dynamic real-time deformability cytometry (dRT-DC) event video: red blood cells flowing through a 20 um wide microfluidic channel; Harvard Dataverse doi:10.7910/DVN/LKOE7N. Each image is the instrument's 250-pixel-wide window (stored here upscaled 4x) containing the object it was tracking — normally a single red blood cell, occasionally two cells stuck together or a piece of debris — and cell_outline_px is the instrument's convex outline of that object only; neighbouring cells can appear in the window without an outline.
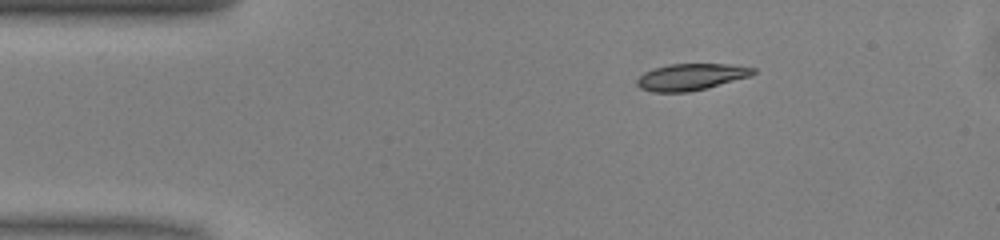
{"species": "common noctule bat (a hibernating species)", "species_latin": "Nyctalus noctula", "temperature_condition": "warm", "stored_images_in_passage": 43, "camera_frame_rate_fps": 3000, "um_per_image_px": 0.085, "animal": {"sex": "male", "body_mass_g": 13.0, "forearm_length_mm": 53.1}, "frame": {"image": 1, "passage_image": 1, "time_ms": 0.0, "image_size_px": [1000, 240], "cell_outline_px": [[756, 72], [748, 76], [704, 88], [688, 92], [652, 92], [640, 88], [636, 84], [636, 80], [644, 72], [668, 64], [732, 64], [756, 68]], "centroid_in_image_um": [58.69, 6.53], "position_along_channel_um": 26.3, "area_um2": 17.74}}
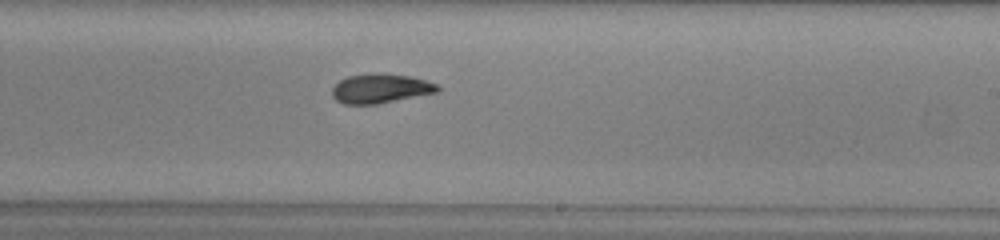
{"frame": {"image": 2, "passage_image": 22, "time_ms": 7.0, "image_size_px": [1000, 240], "cell_outline_px": [[440, 92], [376, 104], [344, 104], [336, 100], [332, 96], [332, 88], [340, 80], [348, 76], [372, 72], [380, 72], [412, 76], [436, 84], [440, 88]], "centroid_in_image_um": [32.35, 7.51], "position_along_channel_um": 256.7, "area_um2": 18.26}}
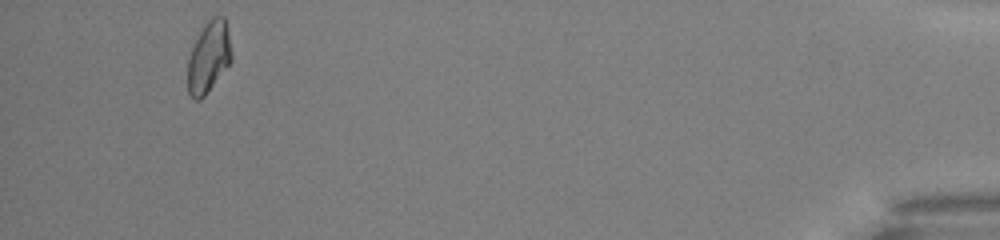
{"frame": {"image": 3, "passage_image": 40, "time_ms": 13.0, "image_size_px": [1000, 240], "cell_outline_px": [[232, 60], [204, 96], [200, 100], [196, 100], [188, 92], [188, 60], [192, 48], [200, 32], [208, 20], [212, 16], [224, 16], [228, 32], [232, 52]], "centroid_in_image_um": [17.75, 4.84], "position_along_channel_um": 417.4, "area_um2": 17.86}, "authors_computed_cell_mechanics": {"area_um2": 18.1492, "velocity_mm_per_s": 4.0624, "shape_relaxation_time_tau1_ms": 3.5764, "shape_relaxation_time_tau2_ms": 2.3021, "deformation_change_tau1": 0.1353, "deformation_change_tau2": 0.0729}}